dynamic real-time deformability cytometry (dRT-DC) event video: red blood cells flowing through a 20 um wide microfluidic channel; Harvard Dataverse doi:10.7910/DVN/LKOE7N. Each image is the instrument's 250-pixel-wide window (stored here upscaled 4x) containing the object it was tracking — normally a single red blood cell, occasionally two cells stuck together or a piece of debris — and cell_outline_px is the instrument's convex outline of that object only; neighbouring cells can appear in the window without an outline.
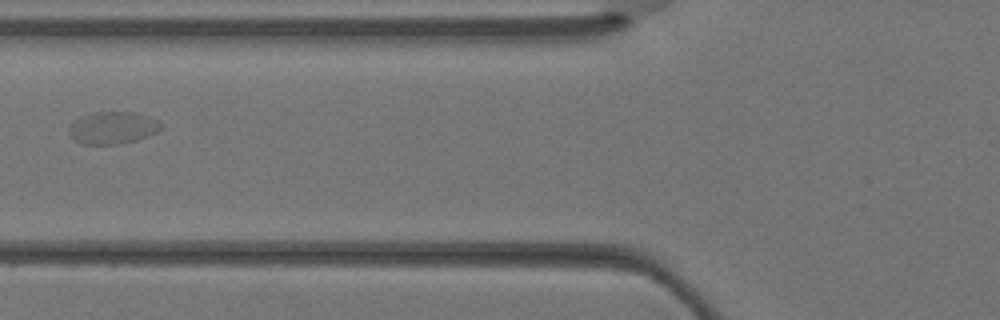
{"species": "Egyptian fruit bat (a non-hibernating species)", "species_latin": "Rousettus aegyptiacus", "temperature_condition": "warm", "stored_images_in_passage": 2, "camera_frame_rate_fps": 3000, "um_per_image_px": 0.085, "animal": {"sex": "female"}, "frame": {"image": 1, "passage_image": 2, "time_ms": 0.333, "image_size_px": [1000, 320], "cell_outline_px": [[164, 128], [148, 136], [136, 140], [120, 144], [80, 144], [68, 132], [68, 128], [76, 120], [92, 112], [136, 112], [148, 116], [156, 120]], "centroid_in_image_um": [9.6, 10.86], "position_along_channel_um": 116.2, "area_um2": 17.17}}